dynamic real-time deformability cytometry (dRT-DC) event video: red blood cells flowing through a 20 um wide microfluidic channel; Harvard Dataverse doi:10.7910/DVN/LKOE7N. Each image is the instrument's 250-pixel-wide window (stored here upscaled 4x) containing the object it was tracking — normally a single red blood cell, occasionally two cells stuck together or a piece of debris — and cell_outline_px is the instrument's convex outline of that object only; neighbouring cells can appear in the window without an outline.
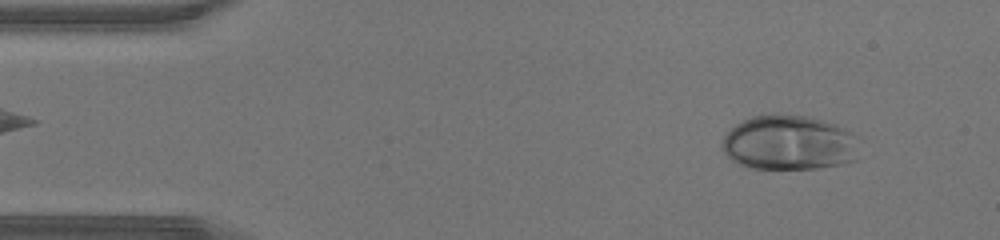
{"species": "human", "species_latin": "Homo sapiens", "temperature_condition": "warm", "stored_images_in_passage": 43, "camera_frame_rate_fps": 3000, "um_per_image_px": 0.085, "donor": {"sex": "male"}, "frame": {"image": 1, "passage_image": 4, "time_ms": 1.0, "image_size_px": [1000, 240], "cell_outline_px": [[856, 160], [840, 164], [816, 168], [752, 168], [740, 164], [732, 160], [724, 152], [720, 144], [724, 136], [736, 124], [752, 116], [772, 112], [804, 116], [820, 120], [844, 128], [856, 136]], "centroid_in_image_um": [67.02, 12.12], "position_along_channel_um": 18.0, "area_um2": 43.64}}
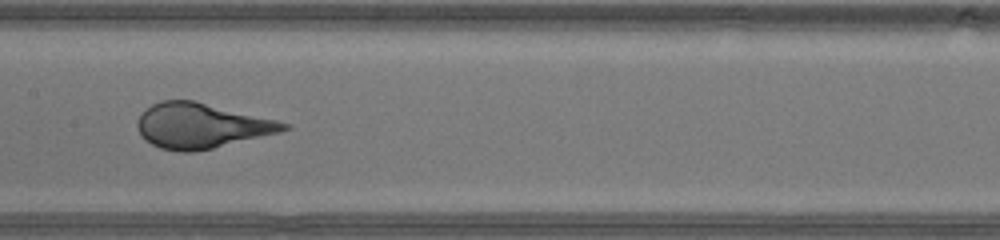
{"frame": {"image": 2, "passage_image": 21, "time_ms": 6.667, "image_size_px": [1000, 240], "cell_outline_px": [[292, 128], [280, 132], [212, 148], [192, 152], [180, 152], [160, 148], [144, 140], [136, 124], [140, 116], [152, 104], [160, 100], [192, 100], [276, 120], [292, 124]], "centroid_in_image_um": [17.11, 10.69], "position_along_channel_um": 190.3, "area_um2": 37.97}}
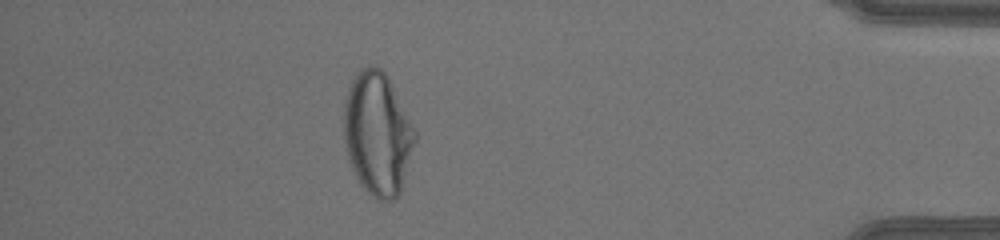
{"frame": {"image": 3, "passage_image": 38, "time_ms": 12.333, "image_size_px": [1000, 240], "cell_outline_px": [[416, 140], [400, 196], [392, 200], [380, 200], [372, 196], [360, 184], [348, 160], [344, 140], [344, 100], [348, 88], [356, 72], [360, 68], [368, 64], [376, 64], [388, 76], [416, 132]], "centroid_in_image_um": [32.08, 11.35], "position_along_channel_um": 403.1, "area_um2": 51.38}}